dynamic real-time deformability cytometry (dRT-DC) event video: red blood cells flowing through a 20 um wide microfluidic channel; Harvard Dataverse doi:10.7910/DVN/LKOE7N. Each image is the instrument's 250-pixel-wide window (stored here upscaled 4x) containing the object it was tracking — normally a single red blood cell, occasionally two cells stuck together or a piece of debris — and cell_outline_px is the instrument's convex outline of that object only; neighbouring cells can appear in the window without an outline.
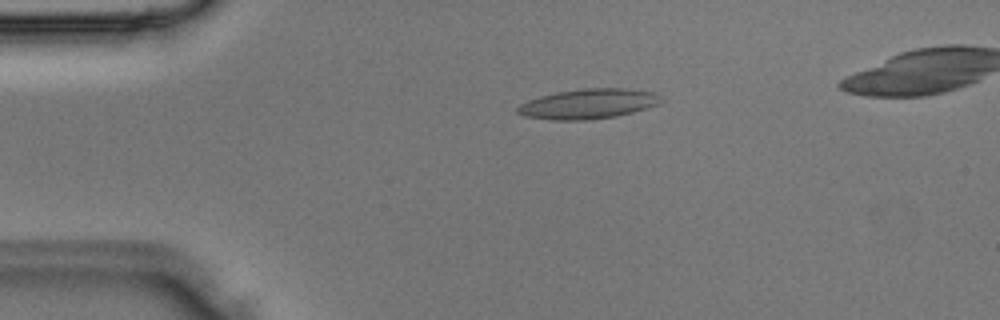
{"species": "Egyptian fruit bat (a non-hibernating species)", "species_latin": "Rousettus aegyptiacus", "temperature_condition": "room temperature", "stored_images_in_passage": 2, "camera_frame_rate_fps": 3000, "um_per_image_px": 0.085, "animal": {"sex": "male"}, "frame": {"image": 1, "passage_image": 1, "time_ms": 0.0, "image_size_px": [1000, 320], "cell_outline_px": [[664, 100], [656, 104], [632, 112], [616, 116], [584, 120], [552, 120], [524, 116], [516, 112], [516, 108], [520, 104], [528, 100], [540, 96], [556, 92], [584, 88], [628, 88], [652, 92], [660, 96]], "centroid_in_image_um": [49.96, 8.82], "position_along_channel_um": 35.0, "area_um2": 24.91}}